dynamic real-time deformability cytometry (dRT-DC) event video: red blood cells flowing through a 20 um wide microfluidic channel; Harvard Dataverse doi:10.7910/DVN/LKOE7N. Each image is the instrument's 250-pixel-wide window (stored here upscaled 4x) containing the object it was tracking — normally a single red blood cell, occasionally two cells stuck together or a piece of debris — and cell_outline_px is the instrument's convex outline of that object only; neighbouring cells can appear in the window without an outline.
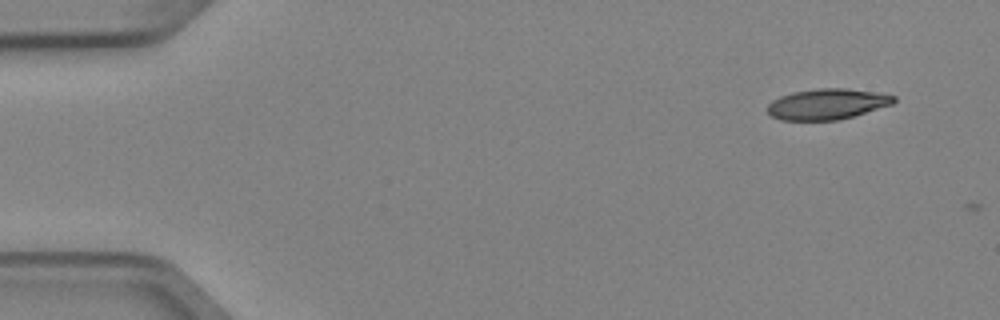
{"species": "Egyptian fruit bat (a non-hibernating species)", "species_latin": "Rousettus aegyptiacus", "temperature_condition": "cold", "stored_images_in_passage": 5, "camera_frame_rate_fps": 3000, "um_per_image_px": 0.085, "animal": {"sex": "female"}, "frame": {"image": 1, "passage_image": 5, "time_ms": 1.333, "image_size_px": [1000, 320], "cell_outline_px": [[896, 100], [892, 104], [852, 116], [836, 120], [780, 120], [772, 116], [764, 108], [772, 100], [780, 96], [792, 92], [820, 88], [844, 88], [876, 92], [896, 96]], "centroid_in_image_um": [70.26, 8.84], "position_along_channel_um": 14.7, "area_um2": 22.54}}